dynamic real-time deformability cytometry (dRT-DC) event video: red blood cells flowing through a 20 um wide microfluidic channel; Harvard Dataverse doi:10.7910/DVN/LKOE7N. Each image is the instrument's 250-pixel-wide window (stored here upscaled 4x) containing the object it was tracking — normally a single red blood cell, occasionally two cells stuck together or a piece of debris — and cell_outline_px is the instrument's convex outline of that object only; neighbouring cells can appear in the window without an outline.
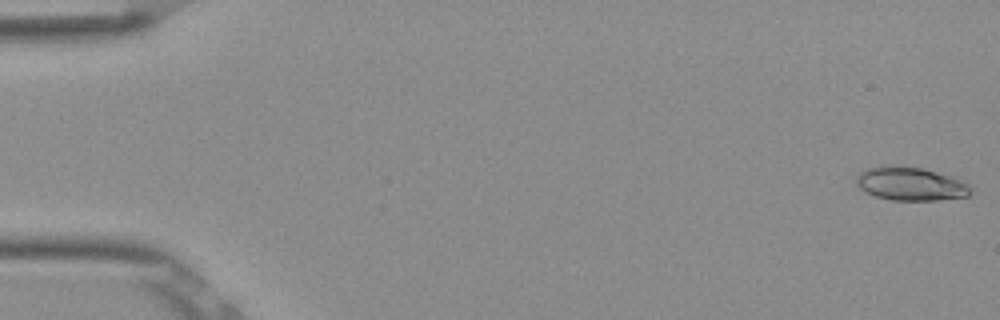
{"species": "Egyptian fruit bat (a non-hibernating species)", "species_latin": "Rousettus aegyptiacus", "temperature_condition": "room temperature", "stored_images_in_passage": 52, "camera_frame_rate_fps": 3000, "um_per_image_px": 0.085, "frame": {"image": 1, "passage_image": 1, "time_ms": 0.0, "image_size_px": [1000, 320], "cell_outline_px": [[972, 192], [968, 196], [940, 200], [892, 200], [876, 196], [864, 192], [856, 184], [856, 176], [860, 172], [868, 168], [888, 164], [920, 168], [952, 176], [964, 180], [972, 188]], "centroid_in_image_um": [77.41, 15.62], "position_along_channel_um": 7.6, "area_um2": 22.54}}
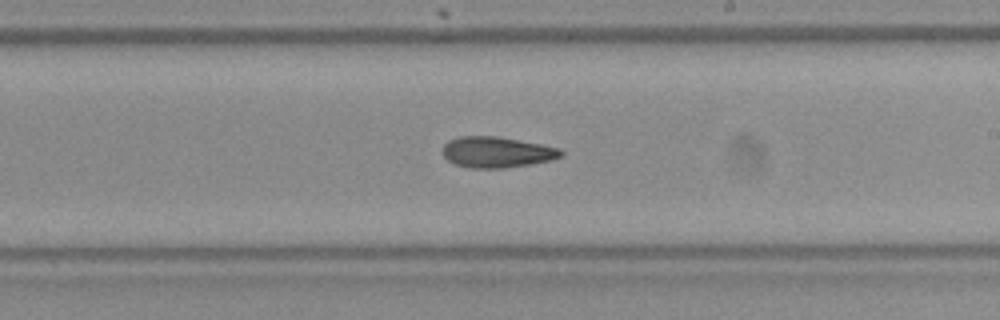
{"frame": {"image": 2, "passage_image": 31, "time_ms": 10.0, "image_size_px": [1000, 320], "cell_outline_px": [[564, 156], [552, 160], [504, 168], [472, 168], [456, 164], [448, 160], [440, 152], [444, 144], [448, 140], [460, 136], [500, 136], [560, 148], [564, 152]], "centroid_in_image_um": [42.22, 12.92], "position_along_channel_um": 246.8, "area_um2": 21.44}}
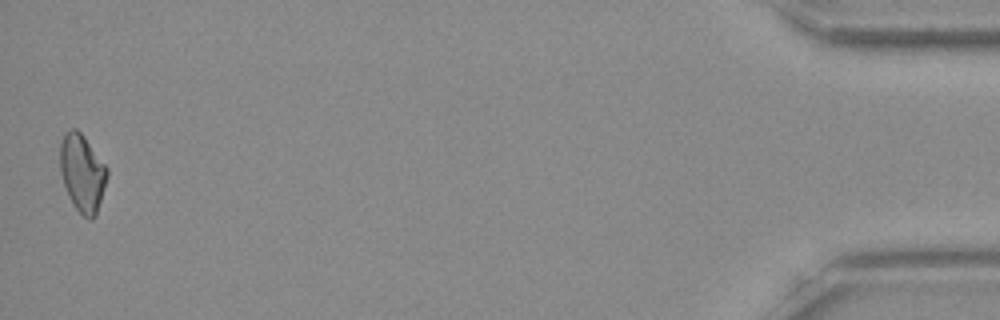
{"frame": {"image": 3, "passage_image": 52, "time_ms": 17.0, "image_size_px": [1000, 320], "cell_outline_px": [[108, 176], [96, 216], [92, 220], [88, 220], [72, 204], [64, 184], [60, 172], [60, 144], [64, 132], [68, 128], [76, 128], [84, 136], [108, 168]], "centroid_in_image_um": [6.99, 14.69], "position_along_channel_um": 428.2, "area_um2": 21.39}}